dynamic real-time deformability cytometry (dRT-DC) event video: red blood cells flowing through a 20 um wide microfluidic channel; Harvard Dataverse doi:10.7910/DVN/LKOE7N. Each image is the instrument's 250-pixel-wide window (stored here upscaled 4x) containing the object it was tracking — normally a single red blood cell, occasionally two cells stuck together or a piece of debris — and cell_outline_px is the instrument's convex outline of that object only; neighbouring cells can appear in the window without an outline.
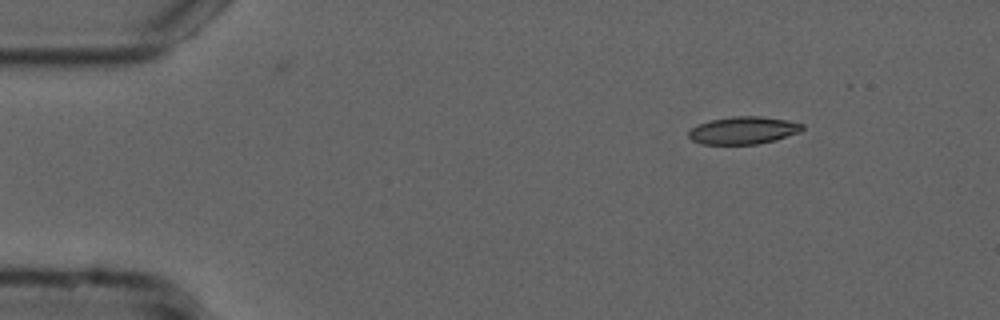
{"species": "common noctule bat (a hibernating species)", "species_latin": "Nyctalus noctula", "temperature_condition": "cold", "stored_images_in_passage": 48, "camera_frame_rate_fps": 3000, "um_per_image_px": 0.085, "animal": {"sex": "male", "forearm_length_mm": 52.5}, "frame": {"image": 1, "passage_image": 1, "time_ms": 0.0, "image_size_px": [1000, 320], "cell_outline_px": [[804, 128], [800, 132], [776, 140], [756, 144], [704, 144], [692, 140], [688, 136], [688, 132], [696, 124], [708, 120], [732, 116], [760, 116], [788, 120], [804, 124]], "centroid_in_image_um": [63.18, 11.07], "position_along_channel_um": 21.8, "area_um2": 18.38}}
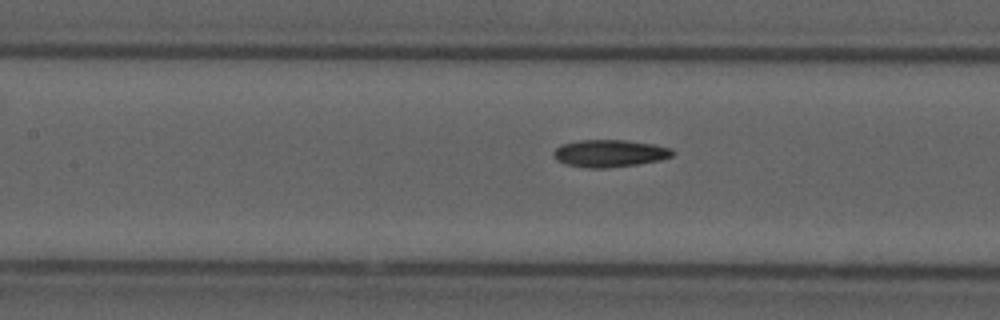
{"frame": {"image": 2, "passage_image": 18, "time_ms": 5.667, "image_size_px": [1000, 320], "cell_outline_px": [[676, 152], [672, 156], [660, 160], [636, 164], [604, 168], [588, 168], [568, 164], [556, 160], [552, 156], [552, 152], [560, 144], [580, 140], [624, 140], [652, 144], [672, 148]], "centroid_in_image_um": [51.8, 13.03], "position_along_channel_um": 155.6, "area_um2": 18.9}}
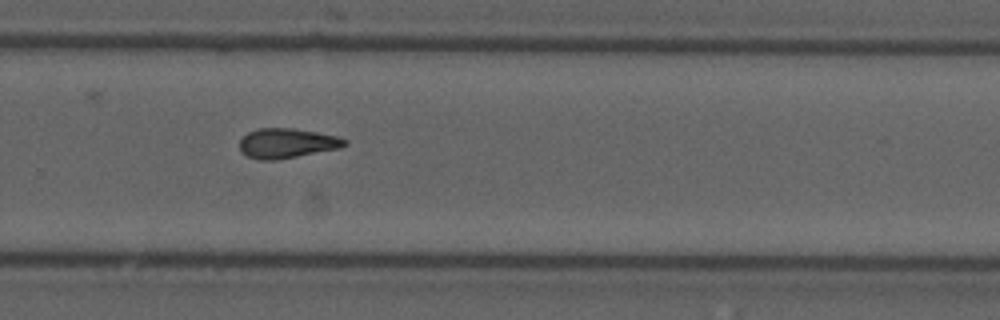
{"frame": {"image": 3, "passage_image": 30, "time_ms": 9.667, "image_size_px": [1000, 320], "cell_outline_px": [[348, 144], [340, 148], [276, 160], [260, 160], [248, 156], [240, 152], [240, 140], [248, 132], [260, 128], [292, 128], [340, 136], [348, 140]], "centroid_in_image_um": [24.41, 12.17], "position_along_channel_um": 305.4, "area_um2": 18.26}, "authors_computed_cell_mechanics": {"area_um2": 18.1781, "velocity_mm_per_s": 3.7665, "shape_relaxation_time_tau1_ms": null, "shape_relaxation_time_tau2_ms": 3.4718, "deformation_change_tau1": null, "deformation_change_tau2": 0.1139}}